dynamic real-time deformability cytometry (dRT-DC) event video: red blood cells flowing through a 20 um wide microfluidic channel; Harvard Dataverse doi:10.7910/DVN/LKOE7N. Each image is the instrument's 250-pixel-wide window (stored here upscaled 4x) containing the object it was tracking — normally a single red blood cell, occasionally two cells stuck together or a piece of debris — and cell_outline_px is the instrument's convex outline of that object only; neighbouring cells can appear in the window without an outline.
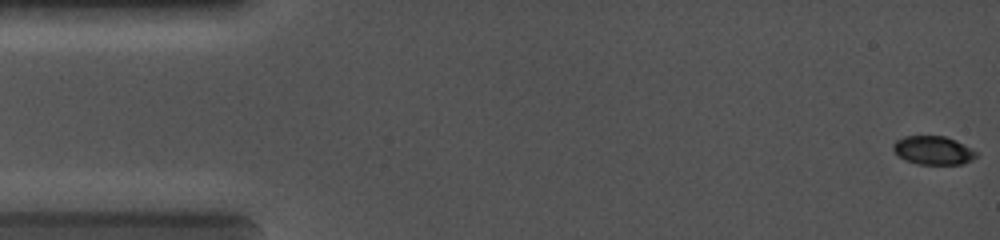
{"species": "common noctule bat (a hibernating species)", "species_latin": "Nyctalus noctula", "temperature_condition": "cold", "stored_images_in_passage": 60, "camera_frame_rate_fps": 5000, "um_per_image_px": 0.085, "animal": {"sex": "female", "body_mass_g": 19.0, "forearm_length_mm": 56.7}, "frame": {"image": 1, "passage_image": 1, "time_ms": 0.0, "image_size_px": [1000, 240], "cell_outline_px": [[976, 156], [972, 160], [964, 164], [920, 164], [904, 160], [892, 148], [892, 144], [896, 140], [904, 136], [944, 136], [956, 140], [976, 152]], "centroid_in_image_um": [79.3, 12.78], "position_along_channel_um": 5.7, "area_um2": 13.7}}
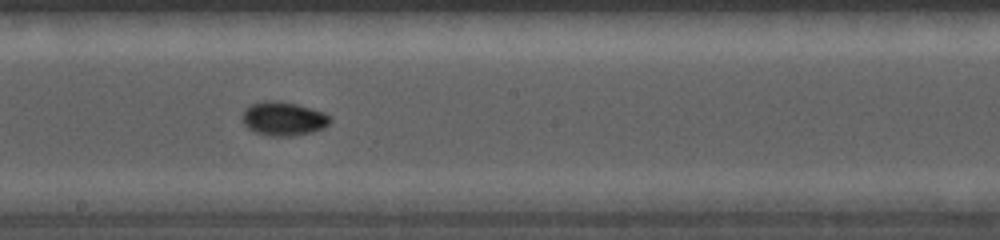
{"frame": {"image": 2, "passage_image": 35, "time_ms": 7.4, "image_size_px": [1000, 240], "cell_outline_px": [[332, 120], [324, 128], [312, 132], [292, 136], [272, 136], [256, 132], [248, 128], [244, 124], [244, 112], [252, 104], [264, 100], [280, 100], [296, 104], [324, 112], [332, 116]], "centroid_in_image_um": [24.15, 10.08], "position_along_channel_um": 224.0, "area_um2": 17.22}}
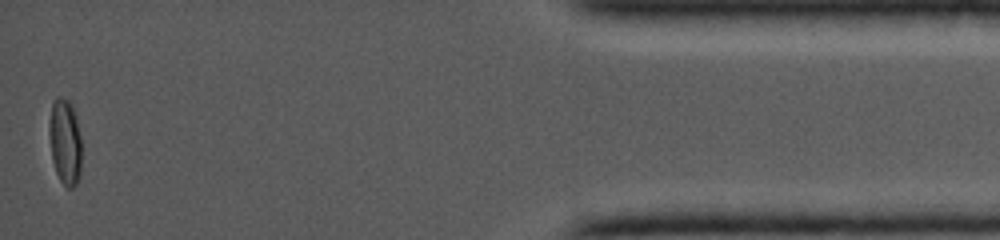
{"frame": {"image": 3, "passage_image": 60, "time_ms": 13.2, "image_size_px": [1000, 240], "cell_outline_px": [[80, 176], [76, 184], [72, 188], [68, 188], [60, 180], [56, 172], [52, 160], [48, 128], [48, 124], [52, 104], [56, 96], [60, 96], [68, 100], [72, 104], [76, 116], [80, 136]], "centroid_in_image_um": [5.51, 12.02], "position_along_channel_um": 429.7, "area_um2": 16.3}}